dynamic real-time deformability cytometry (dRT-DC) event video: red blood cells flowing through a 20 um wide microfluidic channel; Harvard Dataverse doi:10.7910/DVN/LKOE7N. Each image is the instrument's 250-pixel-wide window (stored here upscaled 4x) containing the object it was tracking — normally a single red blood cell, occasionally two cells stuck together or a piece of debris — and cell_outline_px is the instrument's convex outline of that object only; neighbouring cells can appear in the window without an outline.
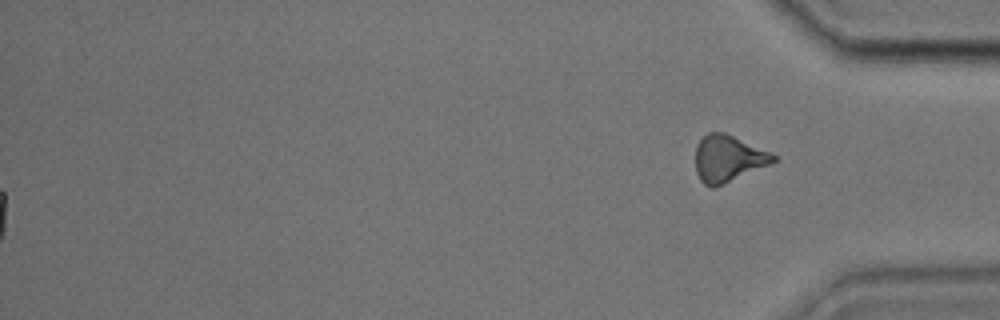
{"species": "common noctule bat (a hibernating species)", "species_latin": "Nyctalus noctula", "temperature_condition": "cold", "stored_images_in_passage": 45, "segment_of_instrument_passage": [2, 2], "camera_frame_rate_fps": 3000, "um_per_image_px": 0.085, "animal": {"sex": "male", "body_mass_g": 17.9, "forearm_length_mm": 54.2}, "frame": {"image": 1, "passage_image": 45, "time_ms": 14.667, "image_size_px": [1000, 320], "cell_outline_px": [[780, 160], [724, 184], [712, 188], [704, 184], [700, 180], [696, 172], [696, 144], [708, 132], [724, 132], [780, 156]], "centroid_in_image_um": [61.92, 13.48], "position_along_channel_um": 373.3, "area_um2": 21.33}}